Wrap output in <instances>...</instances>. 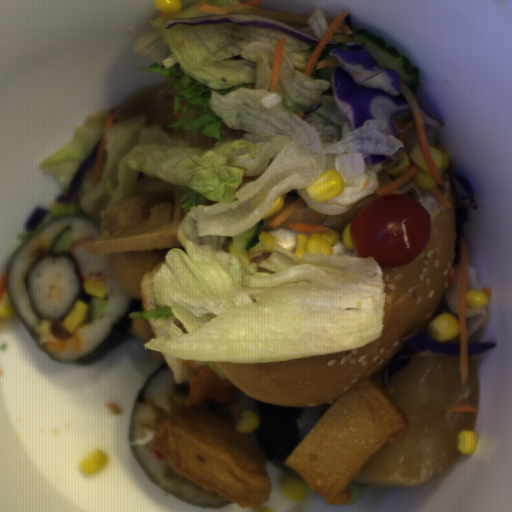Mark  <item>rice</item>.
<instances>
[{
    "instance_id": "023b6e5f",
    "label": "rice",
    "mask_w": 512,
    "mask_h": 512,
    "mask_svg": "<svg viewBox=\"0 0 512 512\" xmlns=\"http://www.w3.org/2000/svg\"><path fill=\"white\" fill-rule=\"evenodd\" d=\"M190 384L172 379L168 367L158 372L147 385L139 402L132 432V446L143 467L155 481L176 494L208 504H224L228 498L216 491L199 486L173 470L166 459L153 452L154 437L162 419L178 413H211L237 427L244 410H251V396L244 392L228 404L207 402L198 405L186 403Z\"/></svg>"
},
{
    "instance_id": "acb35da6",
    "label": "rice",
    "mask_w": 512,
    "mask_h": 512,
    "mask_svg": "<svg viewBox=\"0 0 512 512\" xmlns=\"http://www.w3.org/2000/svg\"><path fill=\"white\" fill-rule=\"evenodd\" d=\"M335 400L323 407H304L299 416L298 427L304 440Z\"/></svg>"
},
{
    "instance_id": "652b925c",
    "label": "rice",
    "mask_w": 512,
    "mask_h": 512,
    "mask_svg": "<svg viewBox=\"0 0 512 512\" xmlns=\"http://www.w3.org/2000/svg\"><path fill=\"white\" fill-rule=\"evenodd\" d=\"M66 226H71L72 247L85 238L100 237L99 226L81 218H61L52 222L30 240L16 253L8 271V293L14 306L41 348L55 361L69 362L88 353L106 339L113 324L125 313L131 296L120 289L114 275L104 280L105 314L93 321H87L75 334L66 340H59L51 333L54 320H39L32 310L25 279L35 261L47 254H52L56 236Z\"/></svg>"
},
{
    "instance_id": "8eca5e8b",
    "label": "rice",
    "mask_w": 512,
    "mask_h": 512,
    "mask_svg": "<svg viewBox=\"0 0 512 512\" xmlns=\"http://www.w3.org/2000/svg\"><path fill=\"white\" fill-rule=\"evenodd\" d=\"M27 281L32 308L40 318L63 316L72 307L79 290L75 268L68 259H42Z\"/></svg>"
}]
</instances>
